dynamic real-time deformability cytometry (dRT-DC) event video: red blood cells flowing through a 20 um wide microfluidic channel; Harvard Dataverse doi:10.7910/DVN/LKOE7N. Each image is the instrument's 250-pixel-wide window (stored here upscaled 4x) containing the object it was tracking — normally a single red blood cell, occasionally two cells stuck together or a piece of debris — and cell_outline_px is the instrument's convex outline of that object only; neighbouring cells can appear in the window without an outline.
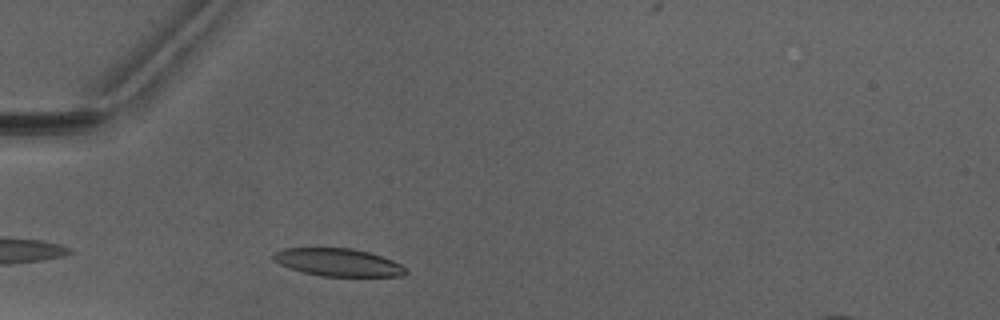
{"species": "Egyptian fruit bat (a non-hibernating species)", "species_latin": "Rousettus aegyptiacus", "temperature_condition": "warm", "stored_images_in_passage": 1, "camera_frame_rate_fps": 3000, "um_per_image_px": 0.085, "animal": {"sex": "male"}, "frame": {"image": 1, "passage_image": 1, "time_ms": 0.0, "image_size_px": [1000, 320], "cell_outline_px": [[408, 272], [404, 276], [320, 276], [304, 272], [280, 264], [272, 260], [272, 252], [284, 248], [352, 248], [368, 252], [392, 260], [400, 264]], "centroid_in_image_um": [28.71, 22.29], "position_along_channel_um": 56.3, "area_um2": 21.27}}